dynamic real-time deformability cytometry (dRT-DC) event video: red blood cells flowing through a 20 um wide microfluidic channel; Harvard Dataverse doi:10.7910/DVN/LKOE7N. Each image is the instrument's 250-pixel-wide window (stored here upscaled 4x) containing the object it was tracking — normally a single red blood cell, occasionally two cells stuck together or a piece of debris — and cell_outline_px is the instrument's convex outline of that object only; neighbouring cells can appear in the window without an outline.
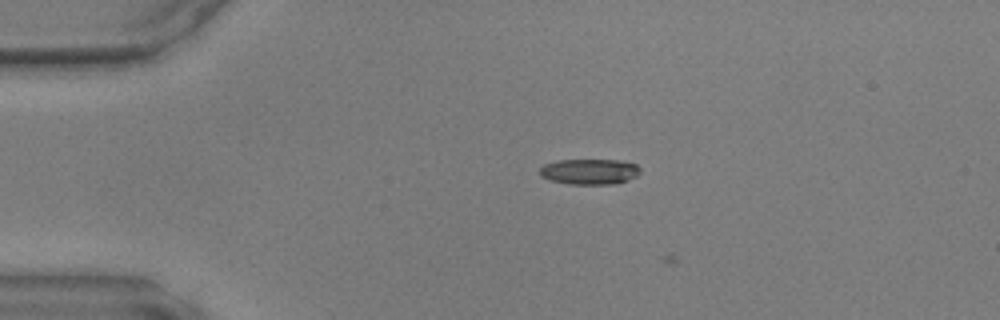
{"species": "common noctule bat (a hibernating species)", "species_latin": "Nyctalus noctula", "temperature_condition": "warm", "stored_images_in_passage": 3, "camera_frame_rate_fps": 3000, "um_per_image_px": 0.085, "animal": {"sex": "male", "body_mass_g": 17.9, "forearm_length_mm": 54.2}, "frame": {"image": 1, "passage_image": 2, "time_ms": 0.333, "image_size_px": [1000, 320], "cell_outline_px": [[640, 172], [636, 176], [628, 180], [616, 184], [568, 184], [548, 180], [540, 176], [540, 168], [544, 164], [556, 160], [620, 160], [636, 164], [640, 168]], "centroid_in_image_um": [50.09, 14.59], "position_along_channel_um": 34.9, "area_um2": 15.14}}